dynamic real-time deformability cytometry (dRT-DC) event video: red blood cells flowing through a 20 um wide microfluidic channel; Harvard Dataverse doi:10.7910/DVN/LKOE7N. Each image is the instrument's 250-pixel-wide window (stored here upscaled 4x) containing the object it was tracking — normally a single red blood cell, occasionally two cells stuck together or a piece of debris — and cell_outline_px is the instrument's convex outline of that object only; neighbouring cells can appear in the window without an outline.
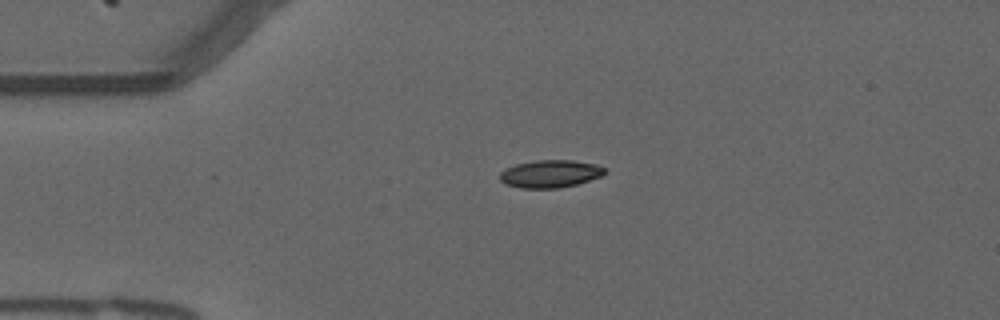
{"species": "common noctule bat (a hibernating species)", "species_latin": "Nyctalus noctula", "temperature_condition": "warm", "stored_images_in_passage": 36, "camera_frame_rate_fps": 3000, "um_per_image_px": 0.085, "animal": {"sex": "male", "forearm_length_mm": 52.5}, "frame": {"image": 1, "passage_image": 1, "time_ms": 0.0, "image_size_px": [1000, 320], "cell_outline_px": [[604, 172], [600, 176], [576, 184], [560, 188], [520, 188], [504, 184], [500, 180], [500, 172], [516, 164], [536, 160], [572, 160], [596, 164], [604, 168]], "centroid_in_image_um": [46.73, 14.77], "position_along_channel_um": 38.3, "area_um2": 16.7}}
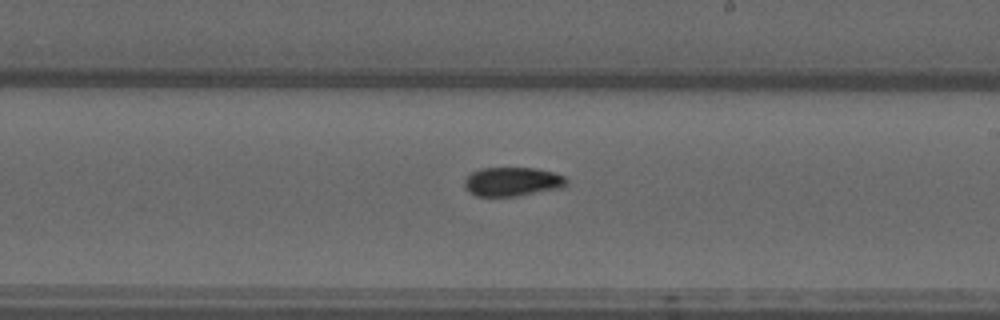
{"frame": {"image": 2, "passage_image": 20, "time_ms": 6.333, "image_size_px": [1000, 320], "cell_outline_px": [[568, 184], [564, 188], [520, 196], [476, 196], [468, 192], [464, 188], [464, 180], [472, 172], [480, 168], [536, 168], [556, 172], [564, 176], [568, 180]], "centroid_in_image_um": [43.59, 15.45], "position_along_channel_um": 245.4, "area_um2": 17.69}}
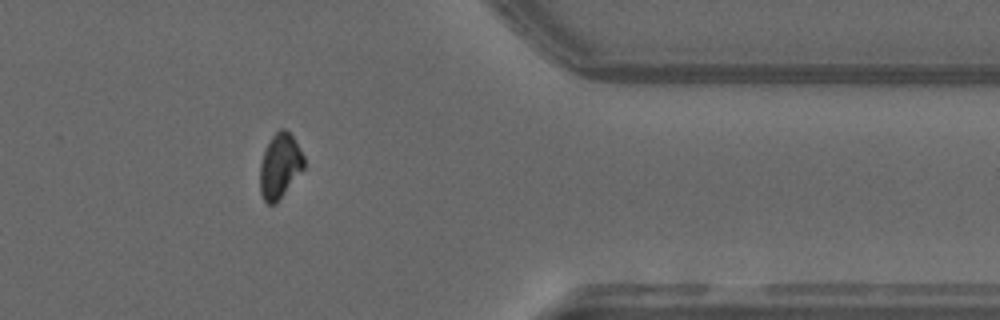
{"frame": {"image": 3, "passage_image": 33, "time_ms": 10.667, "image_size_px": [1000, 320], "cell_outline_px": [[304, 168], [276, 204], [268, 204], [264, 200], [260, 192], [260, 164], [264, 152], [272, 136], [280, 128], [284, 128], [292, 136], [304, 156]], "centroid_in_image_um": [23.78, 14.12], "position_along_channel_um": 387.6, "area_um2": 16.42}, "authors_computed_cell_mechanics": {"area_um2": 17.3978, "velocity_mm_per_s": 3.7456, "shape_relaxation_time_tau1_ms": 7.7241, "shape_relaxation_time_tau2_ms": null, "deformation_change_tau1": 0.1801, "deformation_change_tau2": null}}